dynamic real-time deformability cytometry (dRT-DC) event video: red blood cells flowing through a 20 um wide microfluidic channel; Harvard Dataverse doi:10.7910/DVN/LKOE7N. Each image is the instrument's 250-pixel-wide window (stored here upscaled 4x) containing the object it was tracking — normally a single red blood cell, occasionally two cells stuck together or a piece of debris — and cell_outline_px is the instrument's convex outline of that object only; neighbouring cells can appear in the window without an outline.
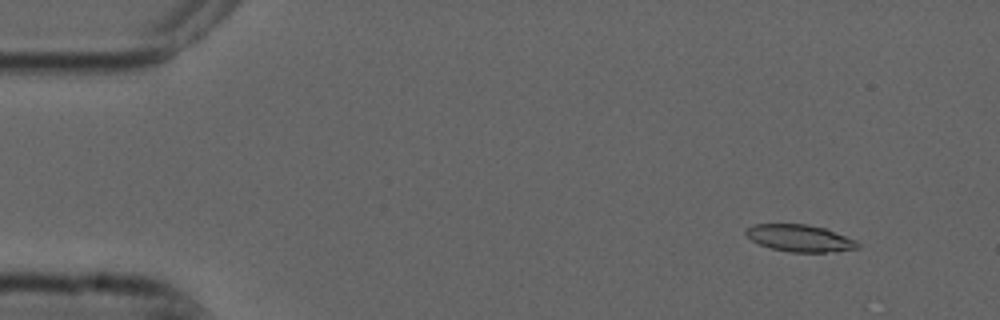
{"species": "common noctule bat (a hibernating species)", "species_latin": "Nyctalus noctula", "temperature_condition": "cold", "stored_images_in_passage": 4, "camera_frame_rate_fps": 3000, "um_per_image_px": 0.085, "animal": {"sex": "male", "forearm_length_mm": 52.5}, "frame": {"image": 1, "passage_image": 1, "time_ms": 0.0, "image_size_px": [1000, 320], "cell_outline_px": [[860, 248], [836, 252], [792, 252], [772, 248], [760, 244], [752, 240], [744, 232], [752, 224], [808, 224], [824, 228], [856, 240], [860, 244]], "centroid_in_image_um": [68.02, 20.25], "position_along_channel_um": 17.0, "area_um2": 17.51}}
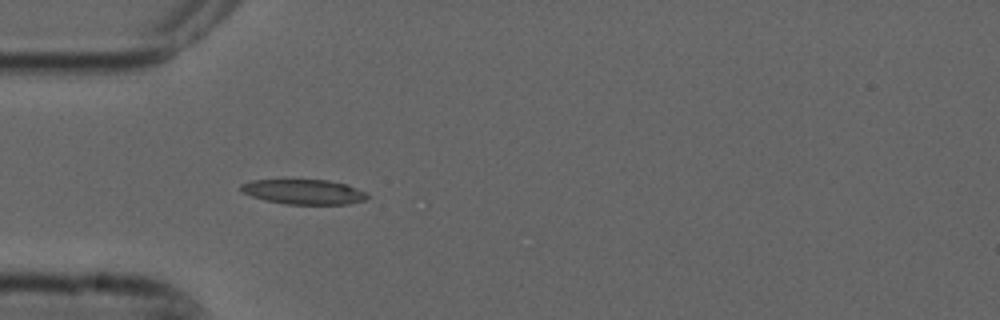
{"frame": {"image": 2, "passage_image": 4, "time_ms": 1.0, "image_size_px": [1000, 320], "cell_outline_px": [[368, 200], [348, 204], [288, 204], [264, 200], [252, 196], [244, 192], [240, 188], [240, 184], [252, 180], [328, 180], [348, 184], [364, 192], [368, 196]], "centroid_in_image_um": [25.85, 16.3], "position_along_channel_um": 59.2, "area_um2": 18.26}}